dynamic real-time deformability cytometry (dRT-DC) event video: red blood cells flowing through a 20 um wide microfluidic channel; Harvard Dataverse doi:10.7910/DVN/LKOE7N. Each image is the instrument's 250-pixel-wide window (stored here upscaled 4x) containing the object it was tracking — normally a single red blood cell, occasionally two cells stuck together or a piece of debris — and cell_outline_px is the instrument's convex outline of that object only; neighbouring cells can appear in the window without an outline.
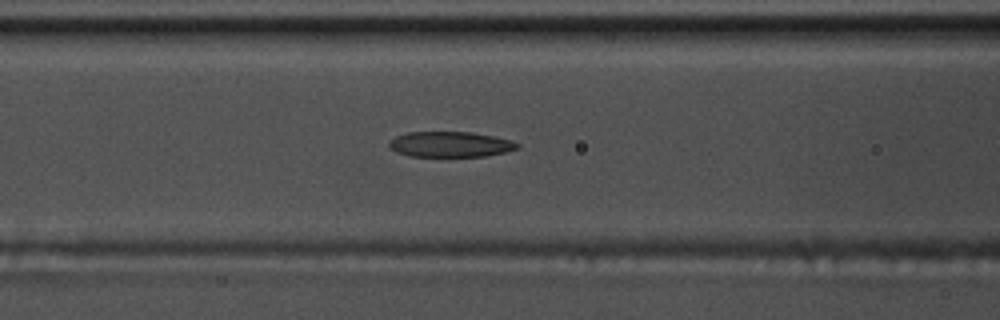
{"species": "common noctule bat (a hibernating species)", "species_latin": "Nyctalus noctula", "temperature_condition": "warm", "stored_images_in_passage": 54, "camera_frame_rate_fps": 3000, "um_per_image_px": 0.085, "animal": {"sex": "male", "body_mass_g": 17.5, "forearm_length_mm": 52.3}, "frame": {"image": 1, "passage_image": 23, "time_ms": 7.333, "image_size_px": [1000, 320], "cell_outline_px": [[520, 148], [504, 152], [484, 156], [408, 156], [396, 152], [388, 148], [388, 144], [396, 136], [408, 132], [472, 132], [492, 136], [508, 140], [520, 144]], "centroid_in_image_um": [38.24, 12.27], "position_along_channel_um": 128.4, "area_um2": 18.9}}
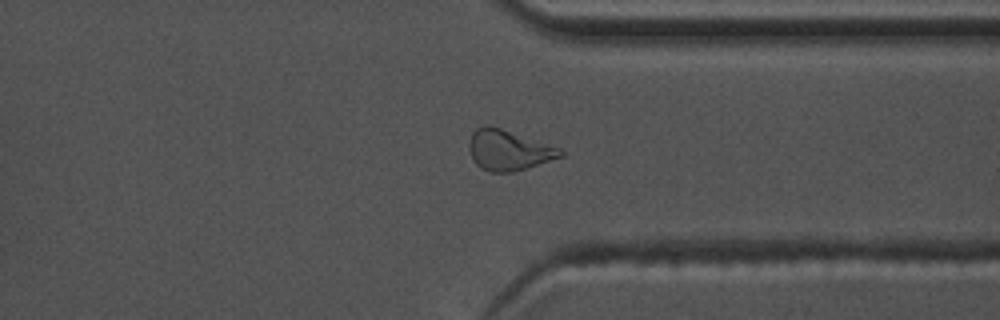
{"frame": {"image": 2, "passage_image": 42, "time_ms": 13.667, "image_size_px": [1000, 320], "cell_outline_px": [[564, 156], [512, 172], [492, 172], [480, 168], [472, 160], [468, 148], [468, 144], [472, 132], [476, 128], [484, 124], [488, 124], [564, 148]], "centroid_in_image_um": [43.23, 12.74], "position_along_channel_um": 368.2, "area_um2": 21.85}}
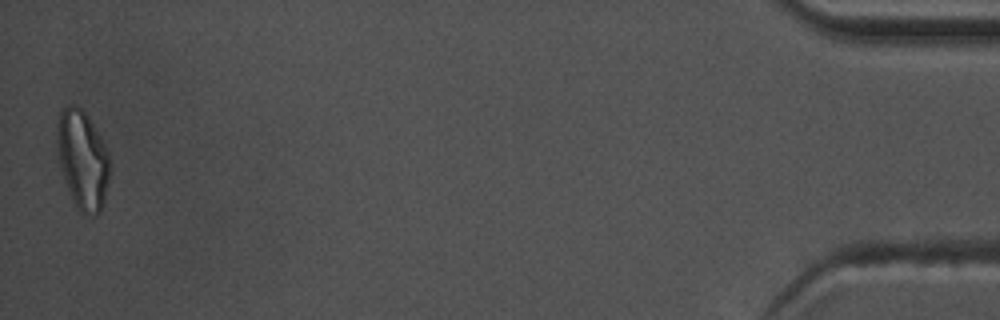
{"frame": {"image": 3, "passage_image": 54, "time_ms": 17.667, "image_size_px": [1000, 320], "cell_outline_px": [[108, 180], [104, 204], [100, 212], [96, 216], [84, 216], [76, 208], [68, 188], [64, 176], [60, 160], [56, 140], [56, 132], [60, 108], [68, 104], [76, 104], [88, 116], [104, 144], [108, 152]], "centroid_in_image_um": [7.01, 13.58], "position_along_channel_um": 428.2, "area_um2": 30.17}, "authors_computed_cell_mechanics": {"area_um2": 20.5479, "velocity_mm_per_s": 3.798, "shape_relaxation_time_tau1_ms": 9.0331, "shape_relaxation_time_tau2_ms": 2.452, "deformation_change_tau1": 0.2445, "deformation_change_tau2": 0.1117}}